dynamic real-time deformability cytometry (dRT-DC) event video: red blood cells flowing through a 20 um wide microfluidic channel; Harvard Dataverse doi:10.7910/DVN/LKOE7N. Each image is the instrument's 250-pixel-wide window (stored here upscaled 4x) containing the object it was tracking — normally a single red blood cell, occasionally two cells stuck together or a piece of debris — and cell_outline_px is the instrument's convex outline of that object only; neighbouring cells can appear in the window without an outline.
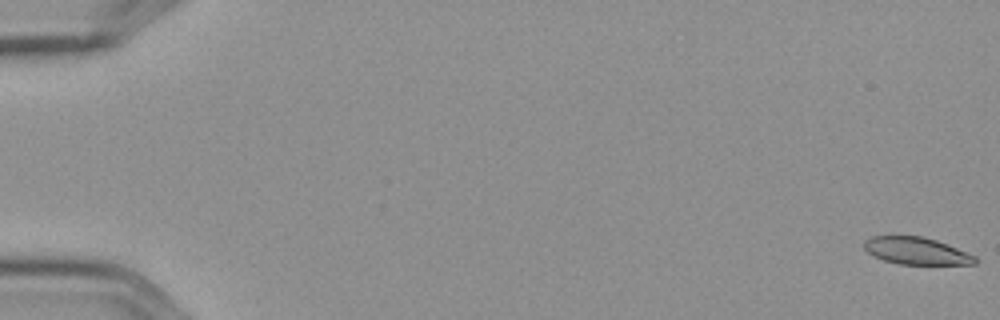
{"species": "Egyptian fruit bat (a non-hibernating species)", "species_latin": "Rousettus aegyptiacus", "temperature_condition": "cold", "stored_images_in_passage": 5, "camera_frame_rate_fps": 3000, "um_per_image_px": 0.085, "frame": {"image": 1, "passage_image": 1, "time_ms": 0.0, "image_size_px": [1000, 320], "cell_outline_px": [[976, 264], [900, 264], [884, 260], [872, 256], [864, 248], [864, 240], [872, 236], [924, 236], [936, 240], [976, 256]], "centroid_in_image_um": [77.86, 21.32], "position_along_channel_um": 7.1, "area_um2": 17.46}}
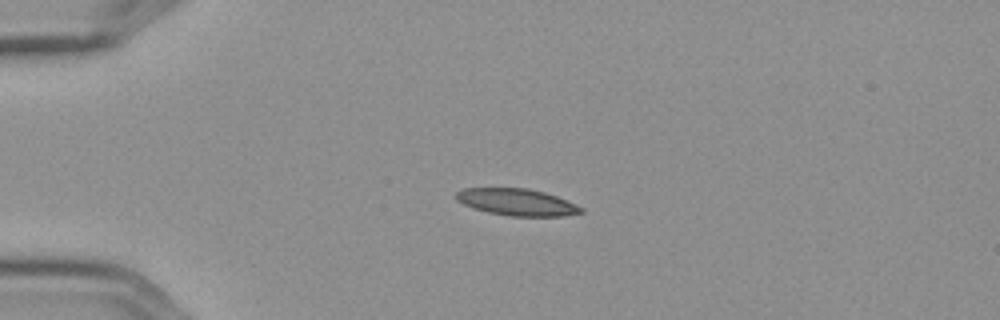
{"frame": {"image": 2, "passage_image": 4, "time_ms": 1.0, "image_size_px": [1000, 320], "cell_outline_px": [[584, 212], [564, 216], [508, 216], [488, 212], [472, 208], [456, 200], [456, 192], [460, 188], [528, 188], [544, 192], [556, 196], [576, 204], [584, 208]], "centroid_in_image_um": [43.93, 17.18], "position_along_channel_um": 41.1, "area_um2": 19.65}}